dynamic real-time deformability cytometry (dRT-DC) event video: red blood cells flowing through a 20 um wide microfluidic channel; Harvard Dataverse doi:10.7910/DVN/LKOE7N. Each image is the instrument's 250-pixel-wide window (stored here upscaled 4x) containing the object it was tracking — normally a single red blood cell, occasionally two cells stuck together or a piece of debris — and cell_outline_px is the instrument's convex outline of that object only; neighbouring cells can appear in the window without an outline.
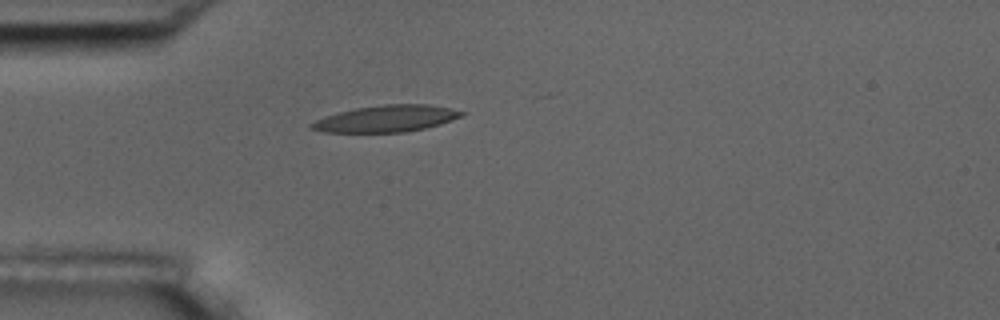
{"species": "common noctule bat (a hibernating species)", "species_latin": "Nyctalus noctula", "temperature_condition": "room temperature", "stored_images_in_passage": 1, "camera_frame_rate_fps": 3000, "um_per_image_px": 0.085, "animal": {"sex": "male", "body_mass_g": 17.5, "forearm_length_mm": 52.3}, "frame": {"image": 1, "passage_image": 1, "time_ms": 0.0, "image_size_px": [1000, 320], "cell_outline_px": [[468, 112], [464, 116], [440, 124], [424, 128], [404, 132], [324, 132], [308, 128], [308, 124], [316, 120], [340, 112], [356, 108], [384, 104], [428, 104]], "centroid_in_image_um": [32.86, 10.08], "position_along_channel_um": 52.1, "area_um2": 23.18}}